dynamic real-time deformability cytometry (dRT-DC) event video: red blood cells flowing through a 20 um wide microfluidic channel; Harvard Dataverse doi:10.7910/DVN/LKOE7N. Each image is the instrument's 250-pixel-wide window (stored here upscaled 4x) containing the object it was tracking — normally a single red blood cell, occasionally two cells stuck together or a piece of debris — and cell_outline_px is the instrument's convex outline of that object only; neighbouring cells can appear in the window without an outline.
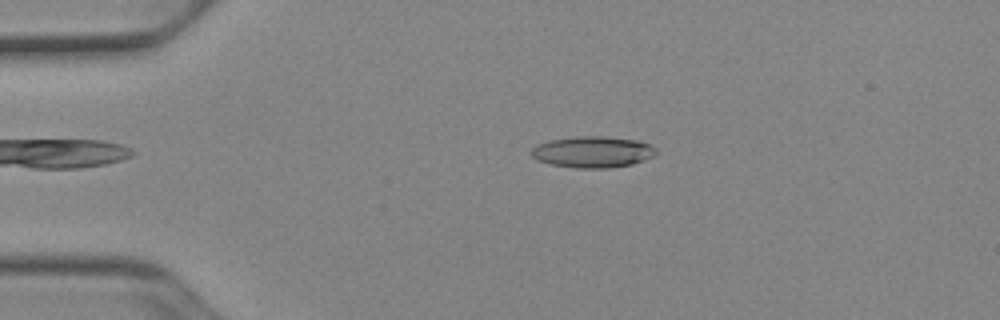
{"species": "Egyptian fruit bat (a non-hibernating species)", "species_latin": "Rousettus aegyptiacus", "temperature_condition": "cold", "stored_images_in_passage": 50, "camera_frame_rate_fps": 3000, "um_per_image_px": 0.085, "animal": {"sex": "female"}, "frame": {"image": 1, "passage_image": 10, "time_ms": 3.0, "image_size_px": [1000, 320], "cell_outline_px": [[660, 152], [644, 160], [632, 164], [608, 168], [576, 168], [552, 164], [536, 160], [532, 156], [532, 148], [536, 144], [548, 140], [580, 136], [604, 136], [640, 140], [652, 144]], "centroid_in_image_um": [50.42, 12.9], "position_along_channel_um": 34.6, "area_um2": 23.0}}
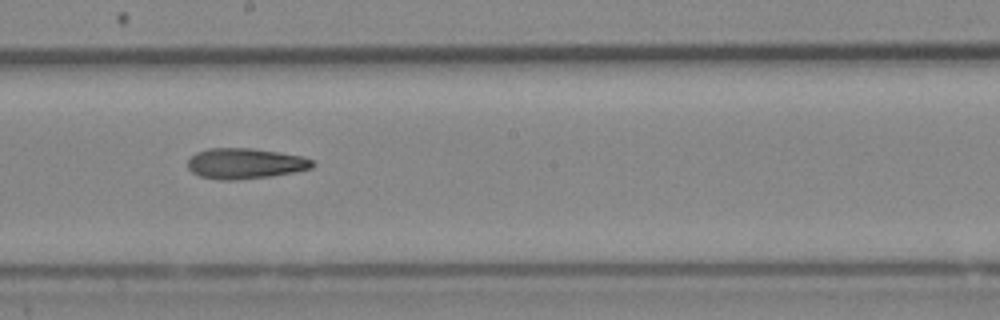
{"frame": {"image": 2, "passage_image": 28, "time_ms": 9.0, "image_size_px": [1000, 320], "cell_outline_px": [[316, 164], [312, 168], [272, 176], [236, 180], [224, 180], [200, 176], [192, 172], [188, 168], [188, 160], [196, 152], [208, 148], [252, 148], [280, 152], [304, 156], [312, 160]], "centroid_in_image_um": [20.86, 13.89], "position_along_channel_um": 227.3, "area_um2": 22.31}}
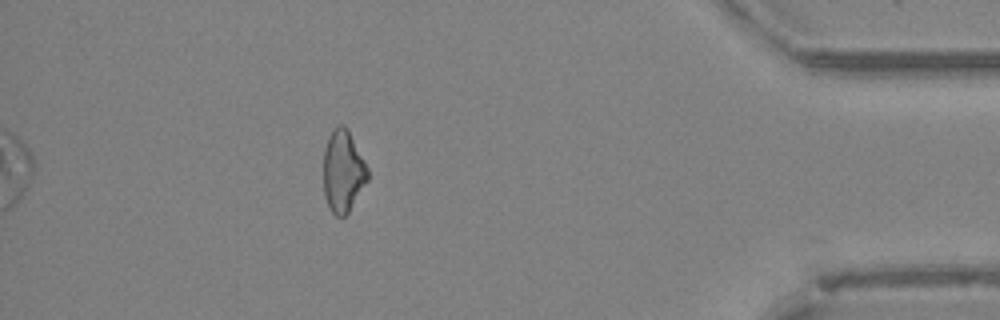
{"frame": {"image": 3, "passage_image": 45, "time_ms": 14.667, "image_size_px": [1000, 320], "cell_outline_px": [[368, 180], [348, 212], [344, 216], [336, 216], [332, 212], [324, 196], [324, 148], [328, 136], [332, 128], [336, 124], [344, 124], [348, 128], [368, 168]], "centroid_in_image_um": [29.15, 14.5], "position_along_channel_um": 406.0, "area_um2": 21.21}, "authors_computed_cell_mechanics": {"area_um2": 22.2241, "velocity_mm_per_s": 3.9325, "shape_relaxation_time_tau1_ms": 9.697, "shape_relaxation_time_tau2_ms": 9.0199, "deformation_change_tau1": 0.2252, "deformation_change_tau2": 0.2316}}